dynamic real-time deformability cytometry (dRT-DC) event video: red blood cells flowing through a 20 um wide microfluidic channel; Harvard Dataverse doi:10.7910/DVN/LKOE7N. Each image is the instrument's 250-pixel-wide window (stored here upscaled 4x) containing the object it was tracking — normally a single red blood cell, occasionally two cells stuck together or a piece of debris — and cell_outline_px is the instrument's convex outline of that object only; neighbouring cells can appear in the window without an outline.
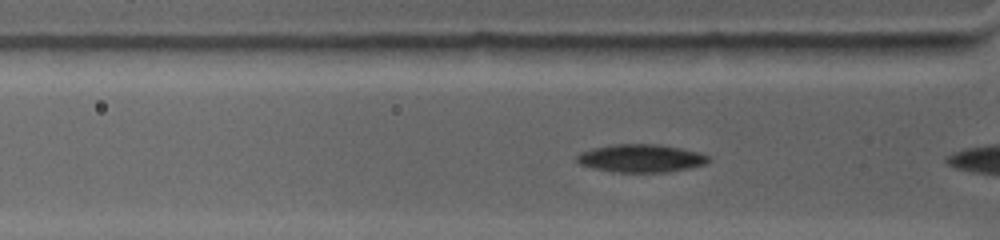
{"species": "common noctule bat (a hibernating species)", "species_latin": "Nyctalus noctula", "temperature_condition": "warm", "stored_images_in_passage": 21, "camera_frame_rate_fps": 4500, "um_per_image_px": 0.085, "animal": {"sex": "female", "body_mass_g": 19.0, "forearm_length_mm": 53.3}, "frame": {"image": 1, "passage_image": 5, "time_ms": 1.111, "image_size_px": [1000, 240], "cell_outline_px": [[708, 160], [704, 164], [688, 168], [668, 172], [612, 172], [592, 168], [580, 164], [576, 160], [576, 156], [580, 152], [592, 148], [612, 144], [660, 144], [700, 152], [708, 156]], "centroid_in_image_um": [54.43, 13.45], "position_along_channel_um": 71.4, "area_um2": 21.5}}
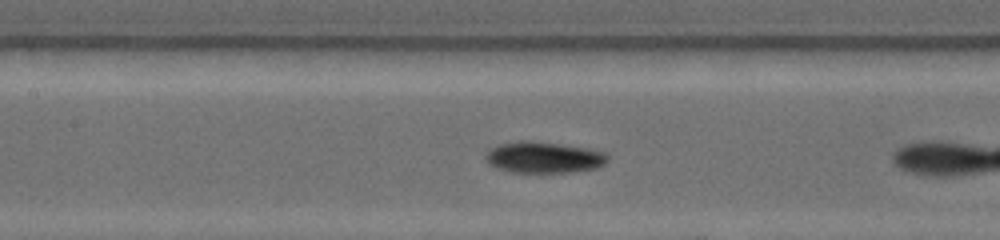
{"frame": {"image": 2, "passage_image": 12, "time_ms": 3.556, "image_size_px": [1000, 240], "cell_outline_px": [[608, 160], [604, 164], [596, 168], [568, 172], [512, 172], [496, 168], [488, 164], [484, 156], [492, 148], [500, 144], [520, 140], [532, 140], [564, 144], [584, 148], [600, 152], [608, 156]], "centroid_in_image_um": [46.17, 13.37], "position_along_channel_um": 161.2, "area_um2": 22.08}}
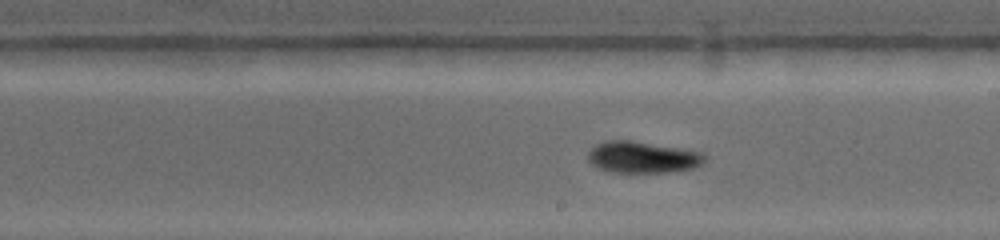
{"frame": {"image": 3, "passage_image": 18, "time_ms": 5.556, "image_size_px": [1000, 240], "cell_outline_px": [[708, 156], [700, 164], [692, 168], [668, 172], [608, 172], [596, 168], [588, 160], [588, 152], [596, 144], [608, 140], [632, 140], [700, 152]], "centroid_in_image_um": [54.56, 13.36], "position_along_channel_um": 234.4, "area_um2": 21.33}}